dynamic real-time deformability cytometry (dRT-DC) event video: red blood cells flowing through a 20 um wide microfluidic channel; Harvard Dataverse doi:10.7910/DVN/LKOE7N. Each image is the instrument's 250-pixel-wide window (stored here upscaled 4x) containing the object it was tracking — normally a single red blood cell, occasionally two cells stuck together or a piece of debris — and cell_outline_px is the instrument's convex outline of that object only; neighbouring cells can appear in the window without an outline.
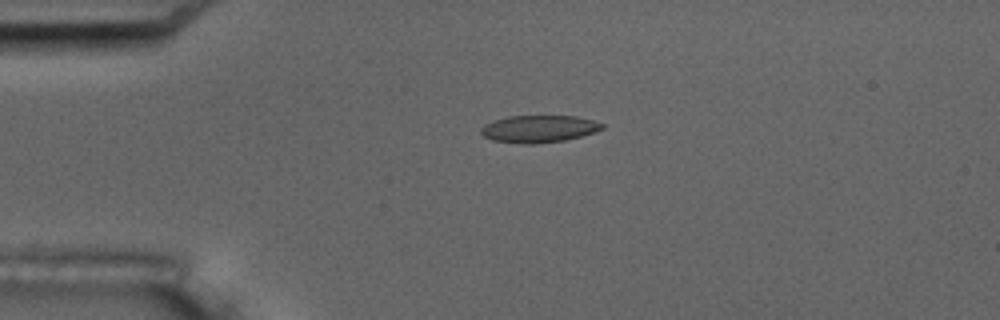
{"species": "common noctule bat (a hibernating species)", "species_latin": "Nyctalus noctula", "temperature_condition": "room temperature", "stored_images_in_passage": 5, "camera_frame_rate_fps": 3000, "um_per_image_px": 0.085, "animal": {"sex": "male", "body_mass_g": 17.5, "forearm_length_mm": 52.3}, "frame": {"image": 1, "passage_image": 4, "time_ms": 3.667, "image_size_px": [1000, 320], "cell_outline_px": [[604, 128], [580, 136], [564, 140], [532, 144], [520, 144], [492, 140], [484, 136], [480, 132], [480, 128], [484, 124], [508, 116], [576, 116], [592, 120], [604, 124]], "centroid_in_image_um": [45.76, 10.95], "position_along_channel_um": 39.2, "area_um2": 19.07}}